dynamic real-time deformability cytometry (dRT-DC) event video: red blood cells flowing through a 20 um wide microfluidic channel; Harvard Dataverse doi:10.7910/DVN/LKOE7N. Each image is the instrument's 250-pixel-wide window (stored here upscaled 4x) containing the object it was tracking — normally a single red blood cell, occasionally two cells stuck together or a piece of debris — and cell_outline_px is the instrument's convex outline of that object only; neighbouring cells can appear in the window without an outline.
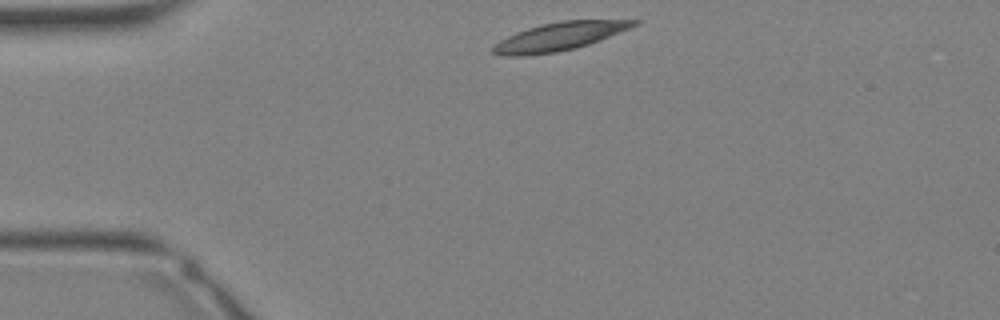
{"species": "Egyptian fruit bat (a non-hibernating species)", "species_latin": "Rousettus aegyptiacus", "temperature_condition": "warm", "stored_images_in_passage": 28, "camera_frame_rate_fps": 3000, "um_per_image_px": 0.085, "animal": {"sex": "female"}, "frame": {"image": 1, "passage_image": 1, "time_ms": 0.0, "image_size_px": [1000, 320], "cell_outline_px": [[640, 24], [588, 44], [576, 48], [556, 52], [524, 56], [500, 56], [492, 52], [492, 48], [500, 40], [516, 32], [528, 28], [560, 20], [640, 20]], "centroid_in_image_um": [47.53, 3.11], "position_along_channel_um": 37.5, "area_um2": 22.89}}
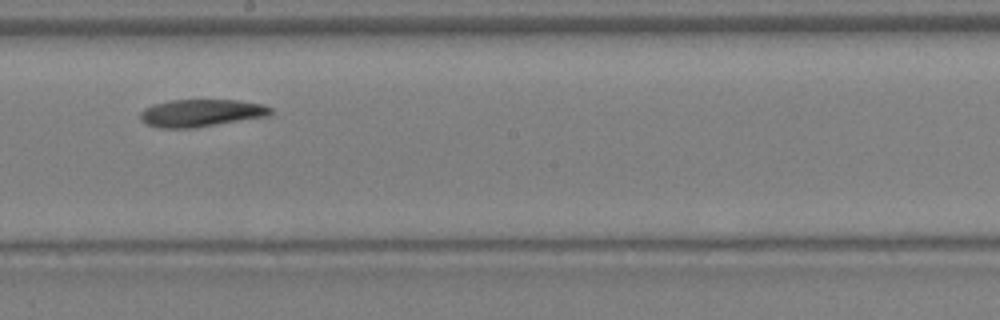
{"frame": {"image": 2, "passage_image": 13, "time_ms": 4.0, "image_size_px": [1000, 320], "cell_outline_px": [[276, 112], [268, 116], [196, 128], [160, 128], [144, 124], [140, 120], [140, 112], [144, 108], [156, 104], [172, 100], [236, 100], [264, 104], [272, 108]], "centroid_in_image_um": [17.12, 9.61], "position_along_channel_um": 231.1, "area_um2": 21.1}}
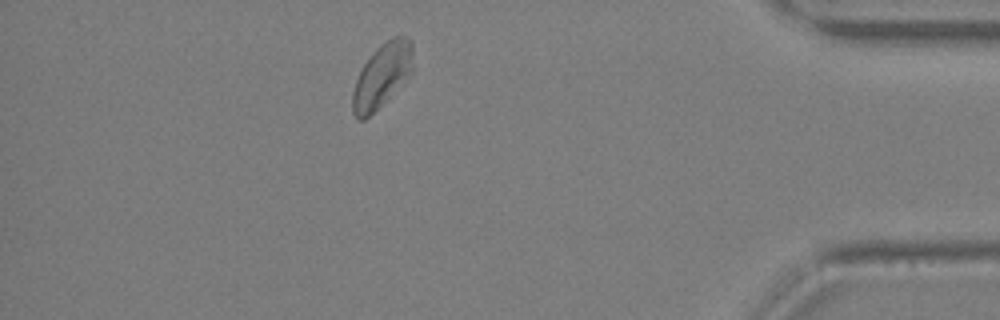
{"frame": {"image": 3, "passage_image": 24, "time_ms": 7.667, "image_size_px": [1000, 320], "cell_outline_px": [[412, 68], [384, 100], [364, 120], [356, 120], [352, 112], [352, 92], [356, 80], [364, 64], [372, 52], [376, 48], [392, 36], [408, 36], [412, 40]], "centroid_in_image_um": [32.41, 6.37], "position_along_channel_um": 402.8, "area_um2": 21.62}}